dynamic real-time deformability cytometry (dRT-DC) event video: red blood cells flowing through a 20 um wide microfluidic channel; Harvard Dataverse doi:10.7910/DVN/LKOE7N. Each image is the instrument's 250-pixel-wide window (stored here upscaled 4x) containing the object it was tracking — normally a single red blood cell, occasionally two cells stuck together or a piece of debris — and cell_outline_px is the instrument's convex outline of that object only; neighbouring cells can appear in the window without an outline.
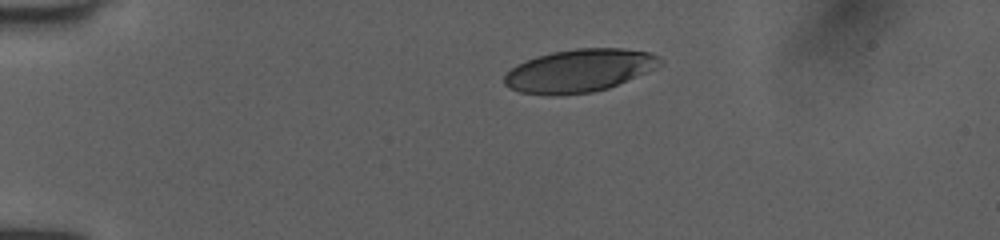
{"species": "human", "species_latin": "Homo sapiens", "temperature_condition": "room temperature", "stored_images_in_passage": 35, "camera_frame_rate_fps": 3000, "um_per_image_px": 0.085, "donor": {"sex": "female"}, "frame": {"image": 1, "passage_image": 1, "time_ms": 0.0, "image_size_px": [1000, 240], "cell_outline_px": [[664, 60], [656, 68], [608, 88], [592, 92], [552, 96], [520, 92], [508, 88], [504, 84], [504, 76], [516, 64], [536, 56], [552, 52], [576, 48], [624, 48], [648, 52]], "centroid_in_image_um": [49.21, 6.0], "position_along_channel_um": 35.8, "area_um2": 38.9}}
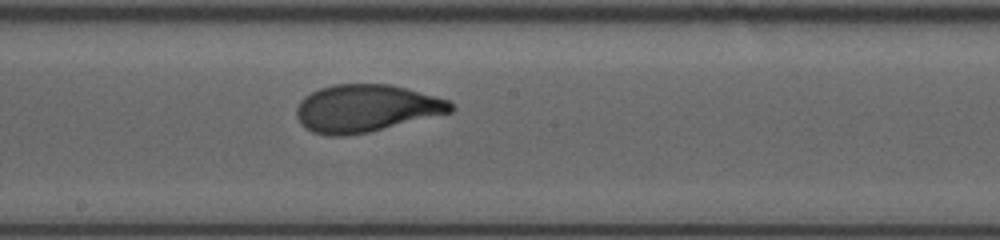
{"frame": {"image": 2, "passage_image": 19, "time_ms": 6.0, "image_size_px": [1000, 240], "cell_outline_px": [[456, 108], [452, 112], [368, 132], [344, 136], [328, 136], [312, 132], [304, 128], [300, 124], [296, 116], [296, 108], [300, 100], [304, 96], [320, 88], [332, 84], [388, 84], [404, 88], [448, 100]], "centroid_in_image_um": [31.05, 9.22], "position_along_channel_um": 217.1, "area_um2": 42.54}}
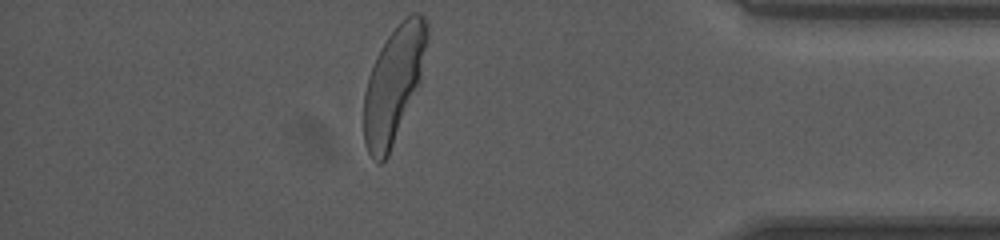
{"frame": {"image": 3, "passage_image": 35, "time_ms": 11.333, "image_size_px": [1000, 240], "cell_outline_px": [[428, 40], [420, 84], [388, 156], [380, 164], [368, 152], [364, 144], [364, 92], [368, 76], [376, 56], [380, 48], [388, 36], [412, 12], [420, 12], [424, 16], [428, 24]], "centroid_in_image_um": [33.48, 7.16], "position_along_channel_um": 401.7, "area_um2": 42.54}, "authors_computed_cell_mechanics": {"area_um2": 42.5408, "velocity_mm_per_s": 4.0191, "shape_relaxation_time_tau1_ms": 3.8725, "shape_relaxation_time_tau2_ms": null, "deformation_change_tau1": 0.1999, "deformation_change_tau2": null}}